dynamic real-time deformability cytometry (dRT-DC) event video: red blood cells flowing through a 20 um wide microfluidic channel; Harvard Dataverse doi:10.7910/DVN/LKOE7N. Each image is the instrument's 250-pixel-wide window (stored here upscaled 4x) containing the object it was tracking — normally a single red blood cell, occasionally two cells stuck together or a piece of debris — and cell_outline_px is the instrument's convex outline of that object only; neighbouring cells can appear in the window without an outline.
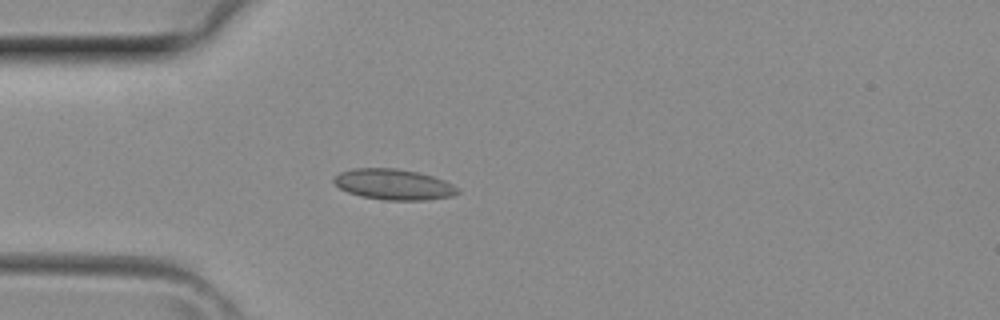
{"species": "common noctule bat (a hibernating species)", "species_latin": "Nyctalus noctula", "temperature_condition": "room temperature", "stored_images_in_passage": 31, "camera_frame_rate_fps": 3000, "um_per_image_px": 0.085, "animal": {"sex": "female", "body_mass_g": 29.2, "forearm_length_mm": 56.3}, "frame": {"image": 1, "passage_image": 2, "time_ms": 0.333, "image_size_px": [1000, 320], "cell_outline_px": [[460, 192], [452, 196], [428, 200], [384, 200], [360, 196], [348, 192], [340, 188], [332, 180], [340, 172], [352, 168], [396, 168], [420, 172], [444, 180], [460, 188]], "centroid_in_image_um": [33.49, 15.67], "position_along_channel_um": 51.5, "area_um2": 22.31}}
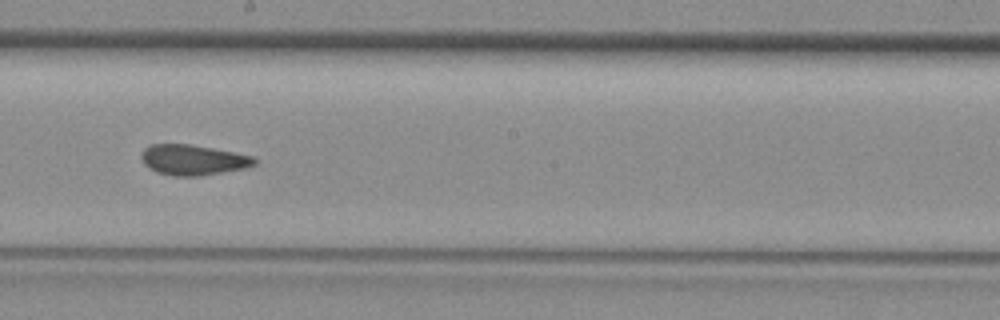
{"frame": {"image": 2, "passage_image": 13, "time_ms": 4.0, "image_size_px": [1000, 320], "cell_outline_px": [[256, 164], [244, 168], [200, 176], [172, 176], [156, 172], [148, 168], [144, 164], [140, 156], [144, 148], [152, 144], [188, 144], [212, 148], [252, 156], [256, 160]], "centroid_in_image_um": [16.35, 13.6], "position_along_channel_um": 231.8, "area_um2": 19.94}}
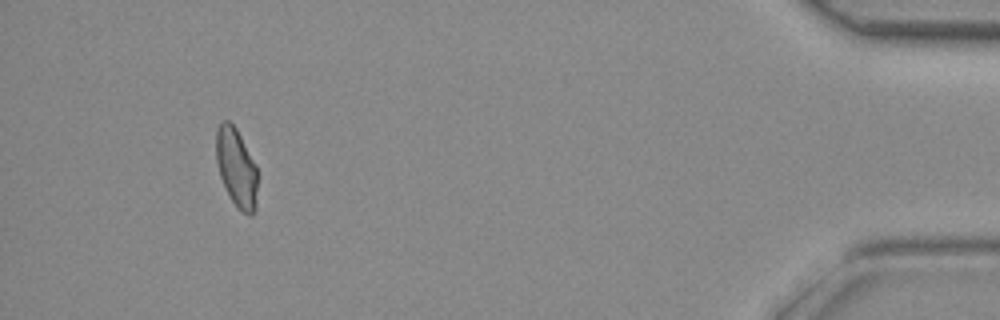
{"frame": {"image": 3, "passage_image": 28, "time_ms": 9.0, "image_size_px": [1000, 320], "cell_outline_px": [[256, 208], [252, 216], [248, 216], [240, 212], [232, 200], [220, 176], [216, 160], [216, 128], [220, 120], [228, 120], [236, 128], [256, 164]], "centroid_in_image_um": [20.08, 14.24], "position_along_channel_um": 415.1, "area_um2": 19.02}}